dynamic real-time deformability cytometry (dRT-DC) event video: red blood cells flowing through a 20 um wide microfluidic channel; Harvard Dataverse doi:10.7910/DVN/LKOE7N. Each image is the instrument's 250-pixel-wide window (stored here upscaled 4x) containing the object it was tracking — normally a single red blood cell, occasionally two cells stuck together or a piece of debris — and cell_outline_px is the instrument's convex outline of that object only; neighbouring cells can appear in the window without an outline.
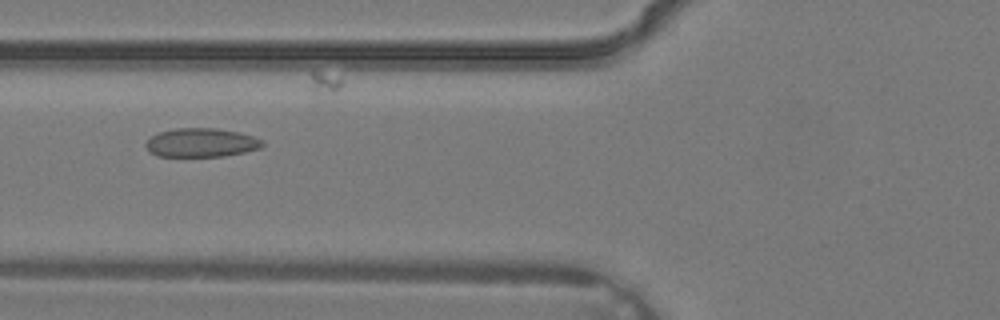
{"species": "common noctule bat (a hibernating species)", "species_latin": "Nyctalus noctula", "temperature_condition": "warm", "stored_images_in_passage": 3, "camera_frame_rate_fps": 3000, "um_per_image_px": 0.085, "animal": {"sex": "male", "body_mass_g": 19.2, "forearm_length_mm": 51.8}, "frame": {"image": 1, "passage_image": 3, "time_ms": 0.667, "image_size_px": [1000, 320], "cell_outline_px": [[264, 144], [260, 148], [244, 152], [224, 156], [156, 156], [148, 152], [144, 144], [152, 136], [160, 132], [176, 128], [216, 128], [236, 132], [252, 136], [264, 140]], "centroid_in_image_um": [17.08, 12.13], "position_along_channel_um": 108.7, "area_um2": 19.54}}